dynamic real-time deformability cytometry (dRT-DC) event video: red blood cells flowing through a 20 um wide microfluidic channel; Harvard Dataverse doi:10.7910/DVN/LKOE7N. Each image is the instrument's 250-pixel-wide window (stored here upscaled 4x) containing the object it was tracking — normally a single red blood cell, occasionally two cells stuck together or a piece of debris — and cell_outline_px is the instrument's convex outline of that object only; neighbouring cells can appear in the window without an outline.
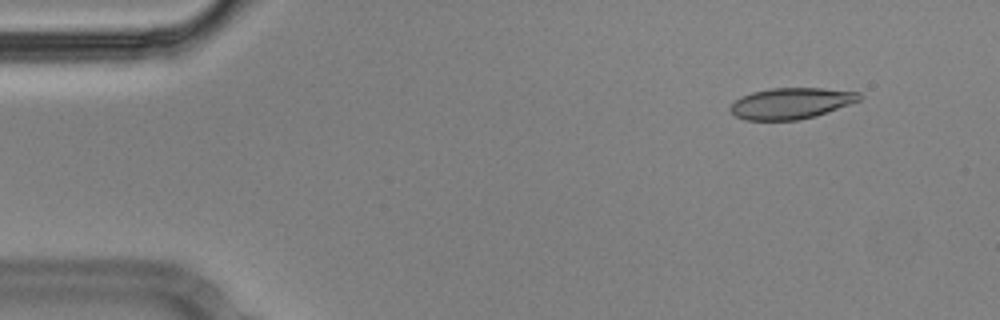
{"species": "Egyptian fruit bat (a non-hibernating species)", "species_latin": "Rousettus aegyptiacus", "temperature_condition": "cold", "stored_images_in_passage": 53, "camera_frame_rate_fps": 3000, "um_per_image_px": 0.085, "animal": {"sex": "male"}, "frame": {"image": 1, "passage_image": 3, "time_ms": 0.667, "image_size_px": [1000, 320], "cell_outline_px": [[864, 96], [860, 100], [816, 116], [796, 120], [744, 120], [736, 116], [728, 108], [740, 96], [752, 92], [772, 88], [824, 88], [860, 92]], "centroid_in_image_um": [67.25, 8.77], "position_along_channel_um": 17.8, "area_um2": 23.41}}
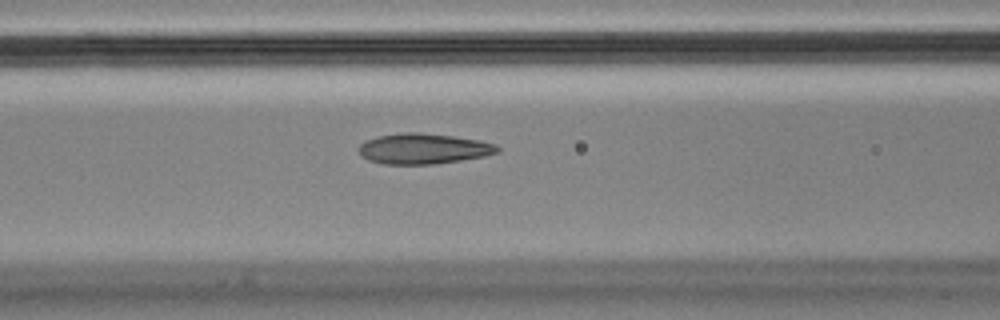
{"frame": {"image": 2, "passage_image": 20, "time_ms": 6.333, "image_size_px": [1000, 320], "cell_outline_px": [[500, 152], [484, 156], [436, 164], [384, 164], [368, 160], [360, 156], [360, 144], [368, 140], [380, 136], [404, 132], [420, 132], [452, 136], [480, 140], [496, 144], [500, 148]], "centroid_in_image_um": [36.02, 12.64], "position_along_channel_um": 130.6, "area_um2": 24.57}}
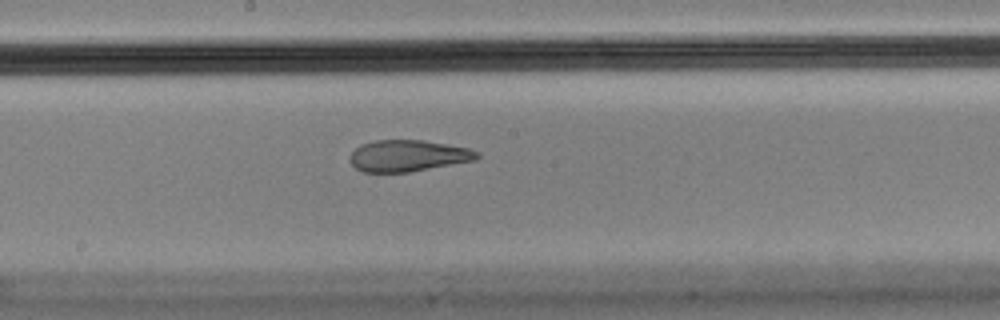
{"frame": {"image": 3, "passage_image": 27, "time_ms": 8.667, "image_size_px": [1000, 320], "cell_outline_px": [[480, 156], [476, 160], [408, 172], [364, 172], [356, 168], [348, 160], [352, 152], [360, 144], [376, 140], [424, 140], [468, 148], [480, 152]], "centroid_in_image_um": [34.68, 13.23], "position_along_channel_um": 213.5, "area_um2": 23.29}, "authors_computed_cell_mechanics": {"area_um2": 24.7962, "velocity_mm_per_s": 3.5583, "shape_relaxation_time_tau1_ms": null, "shape_relaxation_time_tau2_ms": 2.0789, "deformation_change_tau1": null, "deformation_change_tau2": 0.089}}